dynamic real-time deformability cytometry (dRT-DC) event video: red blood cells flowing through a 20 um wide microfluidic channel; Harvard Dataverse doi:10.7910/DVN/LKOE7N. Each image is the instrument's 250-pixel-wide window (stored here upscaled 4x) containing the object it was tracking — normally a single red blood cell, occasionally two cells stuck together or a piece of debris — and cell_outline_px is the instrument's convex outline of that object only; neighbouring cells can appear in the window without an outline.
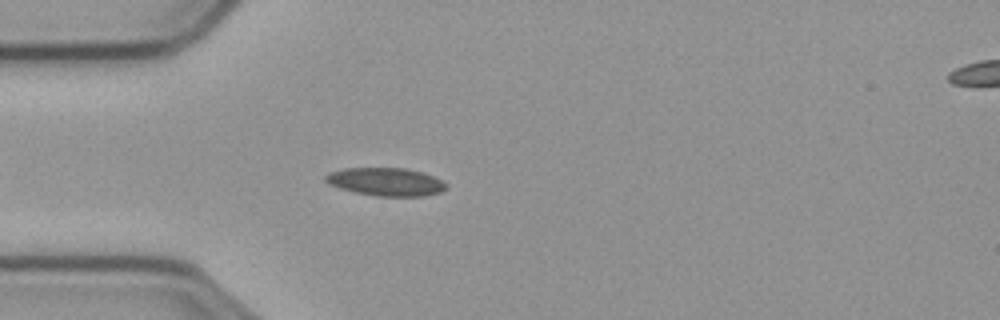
{"species": "common noctule bat (a hibernating species)", "species_latin": "Nyctalus noctula", "temperature_condition": "cold", "stored_images_in_passage": 22, "camera_frame_rate_fps": 3000, "um_per_image_px": 0.085, "animal": {"sex": "male", "body_mass_g": 23.1, "forearm_length_mm": 52.7}, "frame": {"image": 1, "passage_image": 8, "time_ms": 2.333, "image_size_px": [1000, 320], "cell_outline_px": [[448, 184], [440, 192], [424, 196], [376, 196], [356, 192], [340, 188], [328, 184], [324, 180], [324, 176], [328, 172], [344, 168], [404, 168], [420, 172], [432, 176]], "centroid_in_image_um": [32.74, 15.45], "position_along_channel_um": 52.3, "area_um2": 19.59}}
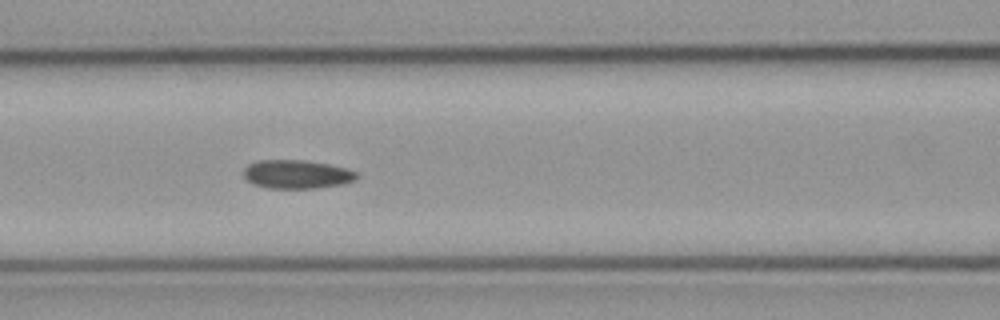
{"frame": {"image": 2, "passage_image": 16, "time_ms": 5.0, "image_size_px": [1000, 320], "cell_outline_px": [[360, 176], [356, 180], [344, 184], [316, 188], [268, 188], [252, 184], [244, 176], [244, 168], [248, 164], [256, 160], [304, 160], [328, 164], [344, 168], [356, 172]], "centroid_in_image_um": [25.23, 14.81], "position_along_channel_um": 141.4, "area_um2": 18.96}}
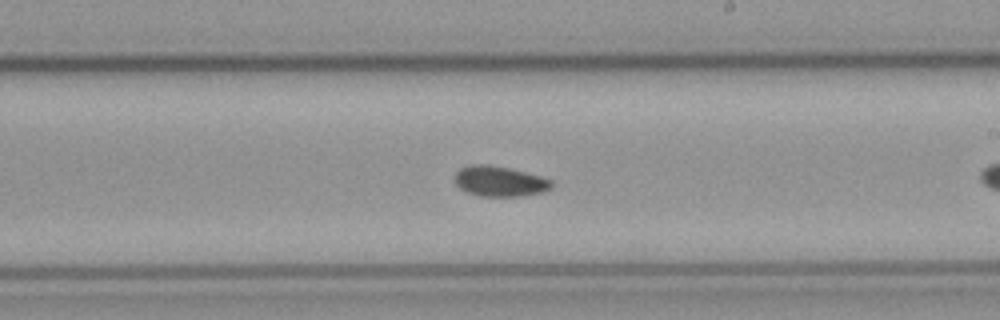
{"frame": {"image": 3, "passage_image": 21, "time_ms": 6.667, "image_size_px": [1000, 320], "cell_outline_px": [[552, 188], [544, 192], [520, 196], [480, 196], [468, 192], [460, 188], [456, 184], [456, 172], [460, 168], [468, 164], [488, 164], [508, 168], [540, 176], [552, 180]], "centroid_in_image_um": [42.47, 15.4], "position_along_channel_um": 246.5, "area_um2": 17.05}}